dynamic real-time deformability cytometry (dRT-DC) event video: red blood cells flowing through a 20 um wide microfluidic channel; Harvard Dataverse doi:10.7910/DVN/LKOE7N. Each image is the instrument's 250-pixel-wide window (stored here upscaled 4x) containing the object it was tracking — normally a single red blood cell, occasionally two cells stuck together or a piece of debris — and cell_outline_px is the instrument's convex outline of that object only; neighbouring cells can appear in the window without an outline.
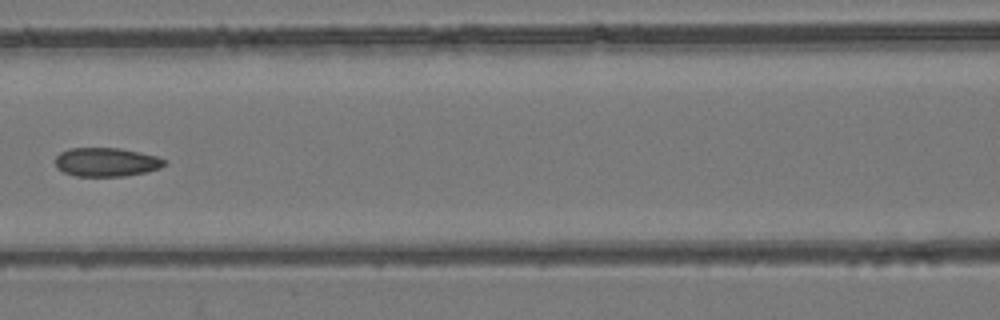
{"species": "common noctule bat (a hibernating species)", "species_latin": "Nyctalus noctula", "temperature_condition": "room temperature", "stored_images_in_passage": 6, "camera_frame_rate_fps": 3000, "um_per_image_px": 0.085, "animal": {"sex": "female", "body_mass_g": 24.6, "forearm_length_mm": 56.2}, "frame": {"image": 1, "passage_image": 6, "time_ms": 6.333, "image_size_px": [1000, 320], "cell_outline_px": [[168, 164], [160, 168], [144, 172], [124, 176], [76, 176], [64, 172], [56, 168], [56, 156], [60, 152], [68, 148], [120, 148], [156, 156], [168, 160]], "centroid_in_image_um": [9.05, 13.77], "position_along_channel_um": 157.6, "area_um2": 18.38}}